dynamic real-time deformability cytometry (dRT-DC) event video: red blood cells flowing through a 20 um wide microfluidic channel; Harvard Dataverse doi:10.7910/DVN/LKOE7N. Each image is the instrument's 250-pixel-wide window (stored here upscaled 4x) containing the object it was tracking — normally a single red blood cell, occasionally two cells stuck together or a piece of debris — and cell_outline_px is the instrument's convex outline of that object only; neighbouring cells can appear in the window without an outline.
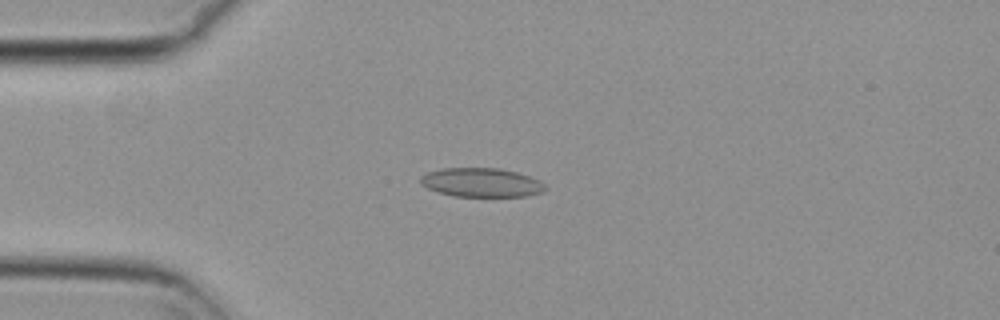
{"species": "common noctule bat (a hibernating species)", "species_latin": "Nyctalus noctula", "temperature_condition": "cold", "stored_images_in_passage": 11, "camera_frame_rate_fps": 3000, "um_per_image_px": 0.085, "animal": {"sex": "female", "body_mass_g": 29.2, "forearm_length_mm": 56.3}, "frame": {"image": 1, "passage_image": 1, "time_ms": 0.0, "image_size_px": [1000, 320], "cell_outline_px": [[548, 188], [544, 192], [528, 196], [452, 196], [428, 188], [420, 184], [420, 176], [428, 172], [440, 168], [500, 168], [516, 172], [540, 180]], "centroid_in_image_um": [40.93, 15.51], "position_along_channel_um": 44.1, "area_um2": 21.15}}
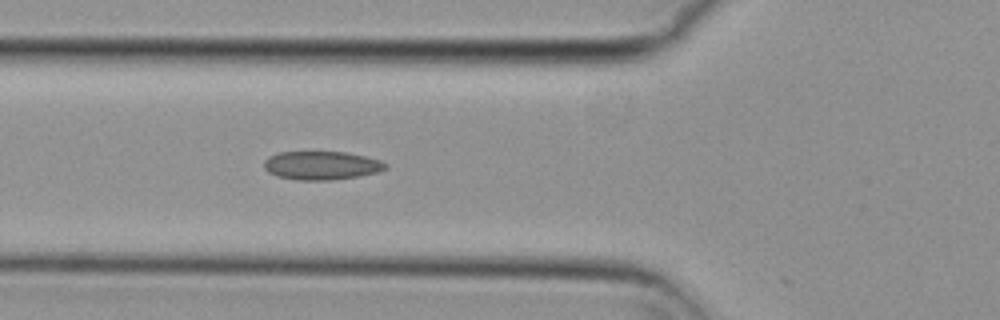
{"frame": {"image": 2, "passage_image": 7, "time_ms": 2.0, "image_size_px": [1000, 320], "cell_outline_px": [[388, 168], [380, 172], [360, 176], [332, 180], [296, 180], [276, 176], [268, 172], [264, 168], [264, 160], [268, 156], [280, 152], [348, 152], [380, 160], [388, 164]], "centroid_in_image_um": [27.34, 14.07], "position_along_channel_um": 98.5, "area_um2": 20.46}}
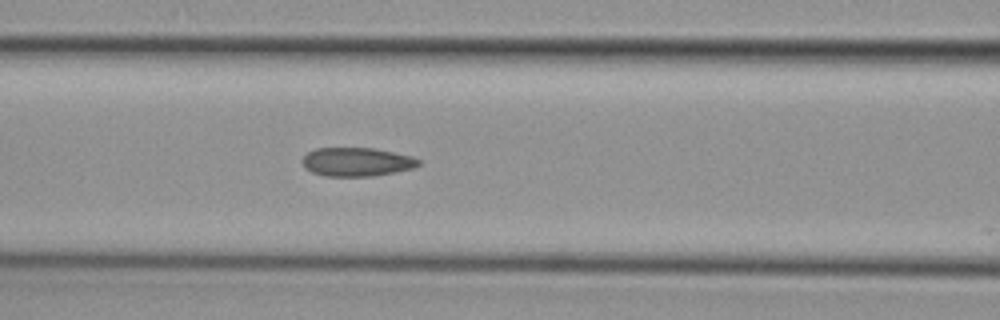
{"frame": {"image": 3, "passage_image": 10, "time_ms": 3.0, "image_size_px": [1000, 320], "cell_outline_px": [[420, 164], [412, 168], [396, 172], [372, 176], [324, 176], [312, 172], [304, 168], [300, 160], [308, 152], [316, 148], [372, 148], [412, 156], [420, 160]], "centroid_in_image_um": [30.28, 13.76], "position_along_channel_um": 136.3, "area_um2": 19.48}}